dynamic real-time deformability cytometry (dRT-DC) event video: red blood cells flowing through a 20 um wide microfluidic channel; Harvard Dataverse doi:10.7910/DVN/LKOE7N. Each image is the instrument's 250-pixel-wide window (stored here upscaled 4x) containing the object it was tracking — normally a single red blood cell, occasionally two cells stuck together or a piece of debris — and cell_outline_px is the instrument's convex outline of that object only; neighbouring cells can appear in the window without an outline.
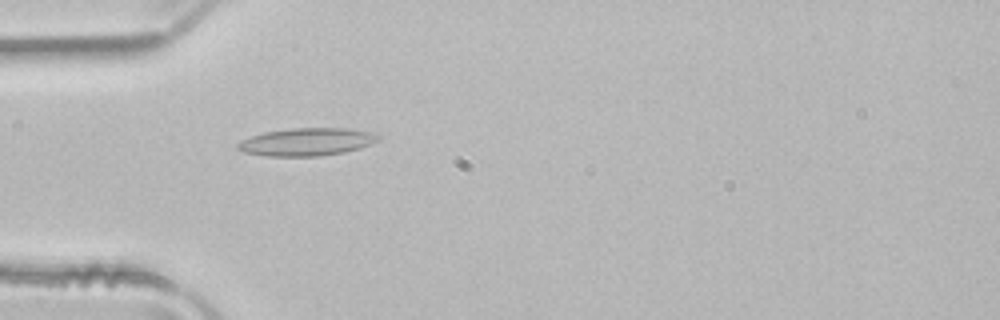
{"species": "common noctule bat (a hibernating species)", "species_latin": "Nyctalus noctula", "temperature_condition": "room temperature", "stored_images_in_passage": 50, "camera_frame_rate_fps": 3000, "um_per_image_px": 0.085, "animal": {"sex": "male", "body_mass_g": 21.5, "forearm_length_mm": 52.0}, "frame": {"image": 1, "passage_image": 15, "time_ms": 4.667, "image_size_px": [1000, 320], "cell_outline_px": [[380, 140], [360, 148], [344, 152], [320, 156], [268, 156], [244, 152], [236, 148], [236, 144], [240, 140], [264, 132], [292, 128], [348, 128], [372, 132], [380, 136]], "centroid_in_image_um": [26.08, 12.05], "position_along_channel_um": 58.9, "area_um2": 22.77}}
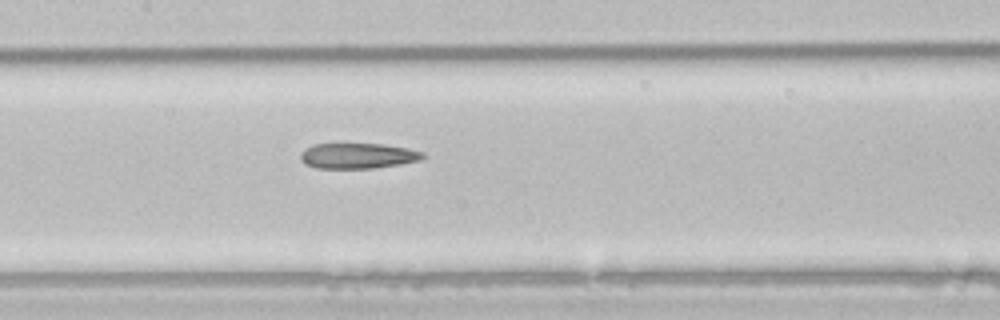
{"frame": {"image": 2, "passage_image": 24, "time_ms": 7.667, "image_size_px": [1000, 320], "cell_outline_px": [[424, 156], [420, 160], [400, 164], [372, 168], [316, 168], [304, 164], [300, 160], [300, 152], [304, 148], [312, 144], [384, 144], [408, 148], [424, 152]], "centroid_in_image_um": [30.37, 13.24], "position_along_channel_um": 177.0, "area_um2": 18.26}}
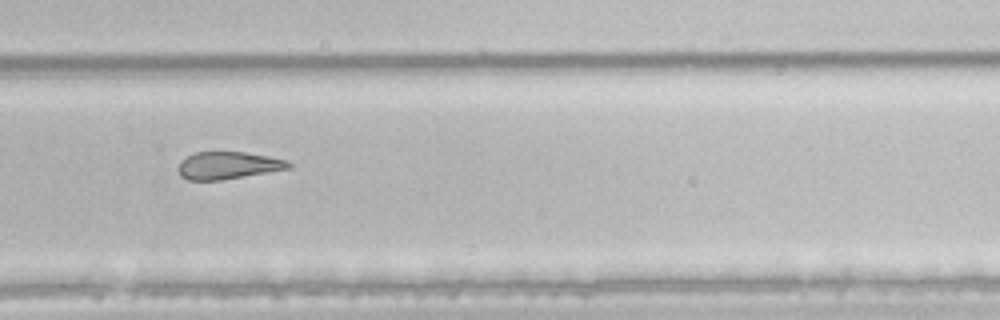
{"frame": {"image": 3, "passage_image": 34, "time_ms": 11.0, "image_size_px": [1000, 320], "cell_outline_px": [[292, 168], [220, 180], [188, 180], [180, 176], [176, 168], [180, 160], [196, 152], [244, 152], [268, 156], [288, 160], [292, 164]], "centroid_in_image_um": [19.36, 14.06], "position_along_channel_um": 310.4, "area_um2": 17.69}, "authors_computed_cell_mechanics": {"area_um2": 21.6461, "velocity_mm_per_s": 4.0261, "shape_relaxation_time_tau1_ms": null, "shape_relaxation_time_tau2_ms": 9.6711, "deformation_change_tau1": null, "deformation_change_tau2": 0.24}}